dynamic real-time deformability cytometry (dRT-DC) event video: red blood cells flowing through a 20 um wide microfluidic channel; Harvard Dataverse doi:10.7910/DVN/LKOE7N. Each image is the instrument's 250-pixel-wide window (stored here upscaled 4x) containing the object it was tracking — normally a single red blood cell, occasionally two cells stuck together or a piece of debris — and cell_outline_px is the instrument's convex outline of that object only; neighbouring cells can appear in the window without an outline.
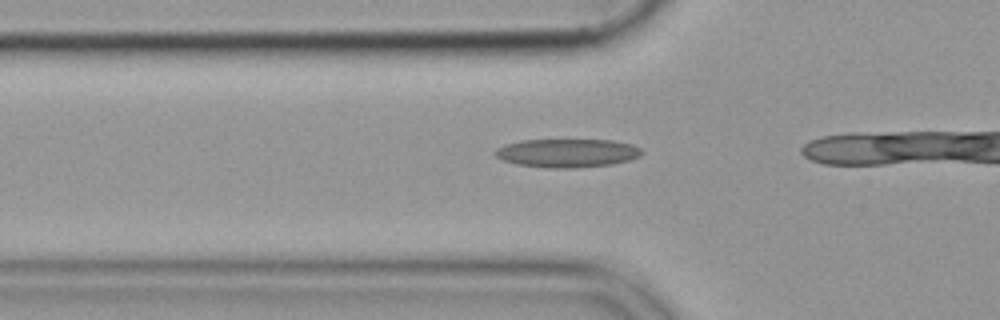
{"species": "common noctule bat (a hibernating species)", "species_latin": "Nyctalus noctula", "temperature_condition": "cold", "stored_images_in_passage": 20, "camera_frame_rate_fps": 3000, "um_per_image_px": 0.085, "animal": {"sex": "female", "body_mass_g": 19.9}, "frame": {"image": 1, "passage_image": 14, "time_ms": 4.333, "image_size_px": [1000, 320], "cell_outline_px": [[644, 152], [640, 156], [628, 160], [612, 164], [576, 168], [548, 168], [516, 164], [504, 160], [496, 156], [492, 152], [496, 148], [504, 144], [520, 140], [612, 140], [632, 144], [640, 148]], "centroid_in_image_um": [48.19, 13.0], "position_along_channel_um": 77.6, "area_um2": 24.51}}